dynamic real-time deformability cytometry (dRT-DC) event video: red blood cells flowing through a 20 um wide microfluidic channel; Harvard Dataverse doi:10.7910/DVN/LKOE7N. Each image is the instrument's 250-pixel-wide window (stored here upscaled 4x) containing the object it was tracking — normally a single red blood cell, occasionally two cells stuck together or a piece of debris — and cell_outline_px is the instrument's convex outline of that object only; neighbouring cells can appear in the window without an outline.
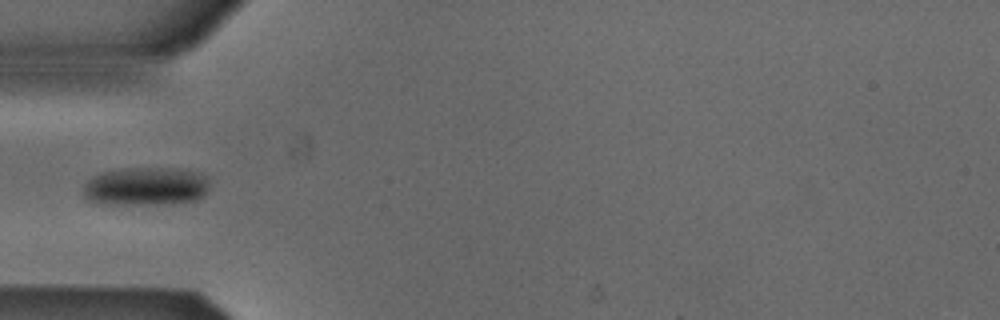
{"species": "Egyptian fruit bat (a non-hibernating species)", "species_latin": "Rousettus aegyptiacus", "temperature_condition": "cold", "stored_images_in_passage": 5, "camera_frame_rate_fps": 3000, "um_per_image_px": 0.085, "animal": {"sex": "male"}, "frame": {"image": 1, "passage_image": 5, "time_ms": 1.333, "image_size_px": [1000, 320], "cell_outline_px": [[208, 192], [204, 196], [196, 200], [180, 204], [96, 204], [88, 200], [84, 196], [84, 184], [88, 180], [100, 172], [124, 168], [176, 168], [200, 172], [208, 176]], "centroid_in_image_um": [12.43, 15.85], "position_along_channel_um": 72.6, "area_um2": 28.96}}